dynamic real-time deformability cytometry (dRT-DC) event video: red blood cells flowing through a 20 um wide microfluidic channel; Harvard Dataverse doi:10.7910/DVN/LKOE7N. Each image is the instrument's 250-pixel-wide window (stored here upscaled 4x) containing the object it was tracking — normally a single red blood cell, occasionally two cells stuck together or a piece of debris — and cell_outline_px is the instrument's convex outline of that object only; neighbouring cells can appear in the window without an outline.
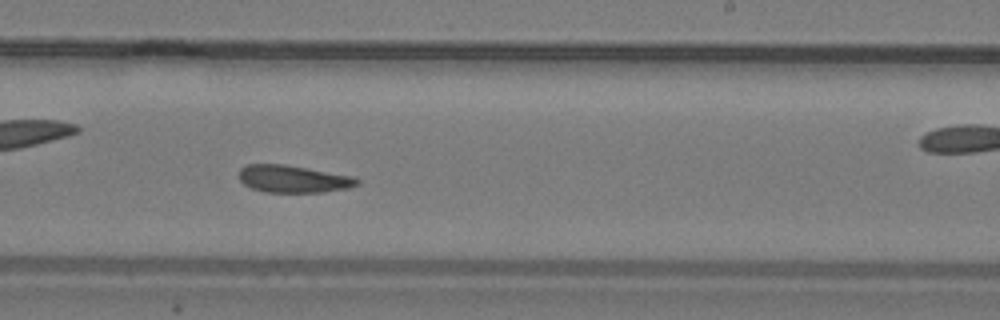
{"species": "common noctule bat (a hibernating species)", "species_latin": "Nyctalus noctula", "temperature_condition": "warm", "stored_images_in_passage": 14, "camera_frame_rate_fps": 3000, "um_per_image_px": 0.085, "animal": {"sex": "male", "body_mass_g": 19.2, "forearm_length_mm": 51.8}, "frame": {"image": 1, "passage_image": 10, "time_ms": 3.0, "image_size_px": [1000, 320], "cell_outline_px": [[360, 184], [348, 188], [320, 192], [264, 192], [252, 188], [244, 184], [240, 180], [240, 168], [248, 164], [284, 164], [352, 176], [360, 180]], "centroid_in_image_um": [24.92, 15.21], "position_along_channel_um": 264.1, "area_um2": 18.67}}